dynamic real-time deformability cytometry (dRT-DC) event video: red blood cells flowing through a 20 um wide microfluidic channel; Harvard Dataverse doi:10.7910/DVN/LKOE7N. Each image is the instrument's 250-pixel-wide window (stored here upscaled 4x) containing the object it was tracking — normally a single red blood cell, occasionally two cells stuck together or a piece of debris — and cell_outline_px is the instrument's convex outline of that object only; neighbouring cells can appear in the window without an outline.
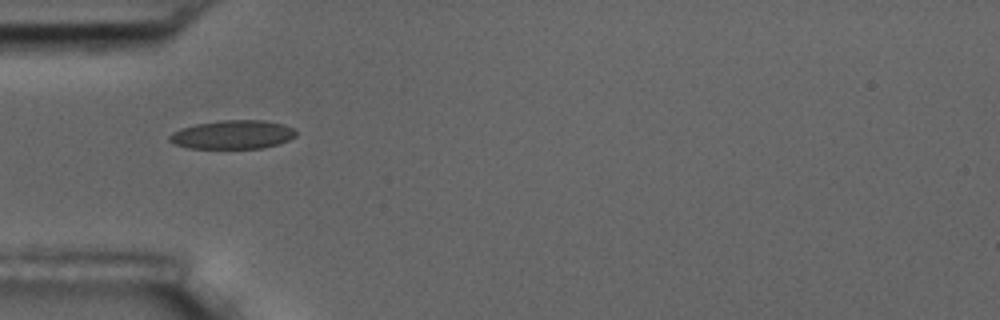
{"species": "common noctule bat (a hibernating species)", "species_latin": "Nyctalus noctula", "temperature_condition": "room temperature", "stored_images_in_passage": 1, "camera_frame_rate_fps": 3000, "um_per_image_px": 0.085, "animal": {"sex": "male", "body_mass_g": 17.5, "forearm_length_mm": 52.3}, "frame": {"image": 1, "passage_image": 1, "time_ms": 0.0, "image_size_px": [1000, 320], "cell_outline_px": [[296, 136], [280, 144], [260, 148], [188, 148], [176, 144], [168, 140], [168, 136], [172, 132], [180, 128], [196, 124], [220, 120], [264, 120], [284, 124], [292, 128], [296, 132]], "centroid_in_image_um": [19.77, 11.44], "position_along_channel_um": 65.2, "area_um2": 21.21}}